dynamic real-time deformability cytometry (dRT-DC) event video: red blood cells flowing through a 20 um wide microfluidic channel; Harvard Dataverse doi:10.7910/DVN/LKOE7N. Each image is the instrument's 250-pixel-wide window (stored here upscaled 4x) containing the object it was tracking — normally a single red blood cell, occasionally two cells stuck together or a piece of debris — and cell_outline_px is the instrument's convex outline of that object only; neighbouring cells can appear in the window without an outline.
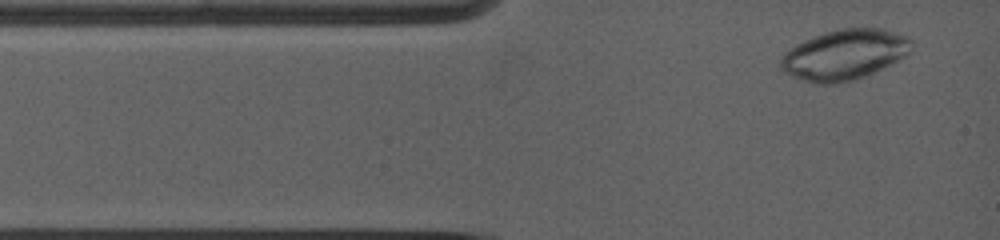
{"species": "common noctule bat (a hibernating species)", "species_latin": "Nyctalus noctula", "temperature_condition": "warm", "stored_images_in_passage": 5, "camera_frame_rate_fps": 5000, "um_per_image_px": 0.085, "animal": {"sex": "female", "body_mass_g": 19.0, "forearm_length_mm": 53.3}, "frame": {"image": 1, "passage_image": 2, "time_ms": 0.2, "image_size_px": [1000, 240], "cell_outline_px": [[912, 40], [908, 52], [904, 56], [856, 80], [836, 84], [816, 84], [792, 76], [784, 72], [780, 68], [780, 60], [784, 52], [796, 44], [816, 36], [840, 28], [884, 28], [908, 36]], "centroid_in_image_um": [71.75, 4.65], "position_along_channel_um": 13.3, "area_um2": 37.97}}